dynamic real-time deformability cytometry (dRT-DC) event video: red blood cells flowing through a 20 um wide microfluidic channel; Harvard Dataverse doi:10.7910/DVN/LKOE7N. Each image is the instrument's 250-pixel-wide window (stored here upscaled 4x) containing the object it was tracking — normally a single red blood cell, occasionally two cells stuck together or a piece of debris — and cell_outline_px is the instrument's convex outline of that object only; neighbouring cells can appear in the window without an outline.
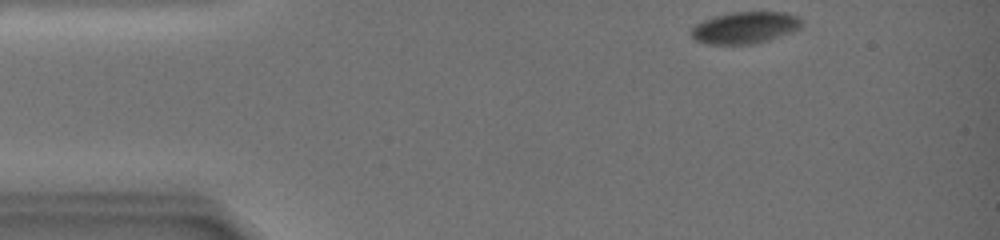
{"species": "common noctule bat (a hibernating species)", "species_latin": "Nyctalus noctula", "temperature_condition": "warm", "stored_images_in_passage": 62, "camera_frame_rate_fps": 3000, "um_per_image_px": 0.085, "animal": {"sex": "female", "body_mass_g": 19.0, "forearm_length_mm": 51.5}, "frame": {"image": 1, "passage_image": 1, "time_ms": 0.0, "image_size_px": [1000, 240], "cell_outline_px": [[804, 24], [800, 28], [792, 32], [756, 44], [704, 44], [696, 40], [692, 36], [692, 28], [696, 24], [704, 20], [716, 16], [732, 12], [788, 12], [800, 16]], "centroid_in_image_um": [63.39, 2.35], "position_along_channel_um": 21.6, "area_um2": 20.58}}
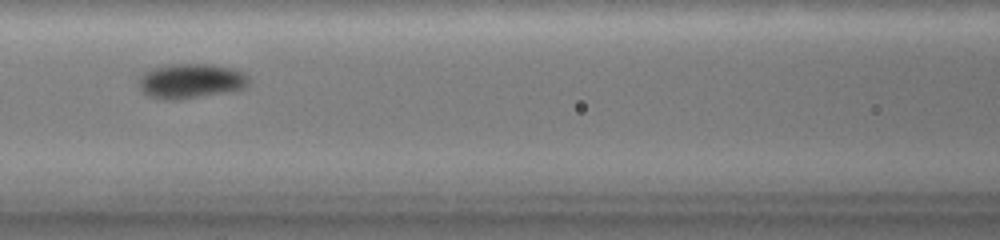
{"frame": {"image": 2, "passage_image": 36, "time_ms": 7.0, "image_size_px": [1000, 240], "cell_outline_px": [[248, 84], [244, 88], [176, 100], [160, 100], [148, 96], [140, 88], [140, 76], [144, 72], [152, 68], [176, 64], [212, 64], [232, 68], [244, 72], [248, 76]], "centroid_in_image_um": [16.2, 6.88], "position_along_channel_um": 150.4, "area_um2": 22.02}}
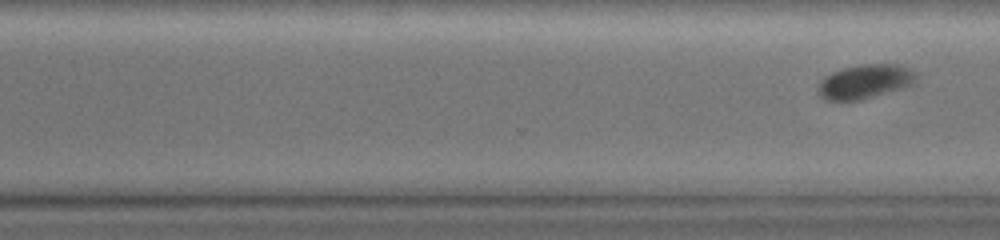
{"frame": {"image": 3, "passage_image": 62, "time_ms": 12.0, "image_size_px": [1000, 240], "cell_outline_px": [[916, 80], [912, 84], [904, 88], [860, 100], [824, 100], [820, 96], [816, 88], [820, 80], [832, 72], [844, 68], [864, 64], [896, 64], [908, 68], [916, 72]], "centroid_in_image_um": [73.51, 6.94], "position_along_channel_um": 297.1, "area_um2": 19.54}}